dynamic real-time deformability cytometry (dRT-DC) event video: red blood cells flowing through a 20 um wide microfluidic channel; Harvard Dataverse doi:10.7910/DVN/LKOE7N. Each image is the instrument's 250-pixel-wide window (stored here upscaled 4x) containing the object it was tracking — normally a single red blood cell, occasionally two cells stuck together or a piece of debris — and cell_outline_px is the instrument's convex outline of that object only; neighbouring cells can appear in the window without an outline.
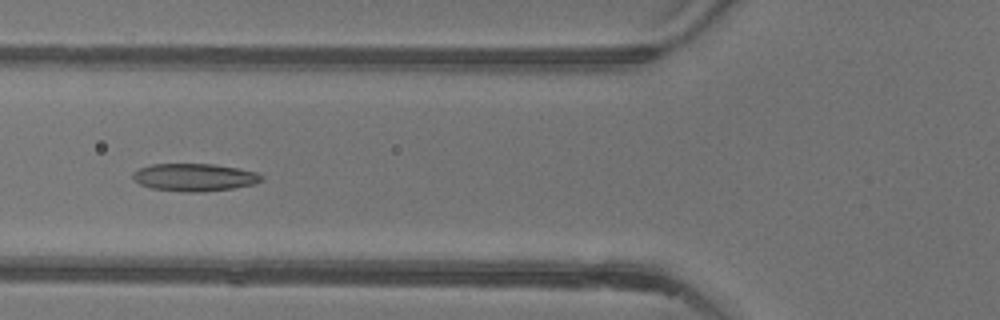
{"species": "common noctule bat (a hibernating species)", "species_latin": "Nyctalus noctula", "temperature_condition": "warm", "stored_images_in_passage": 52, "camera_frame_rate_fps": 3000, "um_per_image_px": 0.085, "animal": {"sex": "female"}, "frame": {"image": 1, "passage_image": 19, "time_ms": 6.0, "image_size_px": [1000, 320], "cell_outline_px": [[264, 180], [256, 184], [232, 188], [200, 192], [184, 192], [152, 188], [140, 184], [132, 180], [132, 172], [140, 168], [152, 164], [212, 164], [240, 168], [256, 172], [264, 176]], "centroid_in_image_um": [16.55, 15.07], "position_along_channel_um": 109.3, "area_um2": 20.87}}
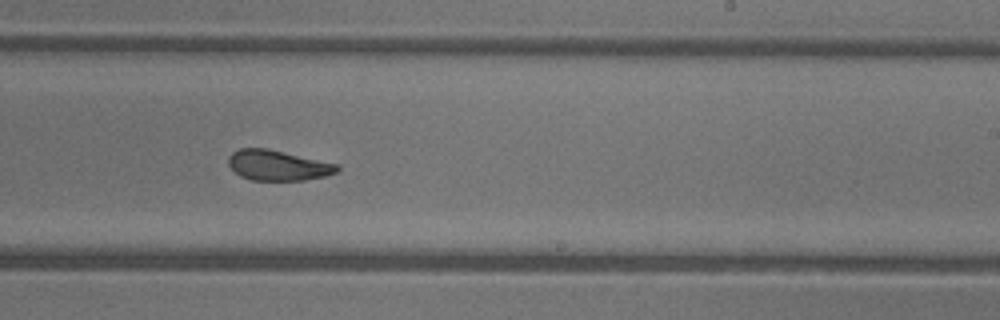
{"frame": {"image": 2, "passage_image": 31, "time_ms": 10.0, "image_size_px": [1000, 320], "cell_outline_px": [[340, 168], [336, 172], [328, 176], [304, 180], [252, 180], [240, 176], [228, 164], [228, 156], [232, 152], [240, 148], [268, 148], [340, 164]], "centroid_in_image_um": [23.65, 14.05], "position_along_channel_um": 265.3, "area_um2": 19.42}}
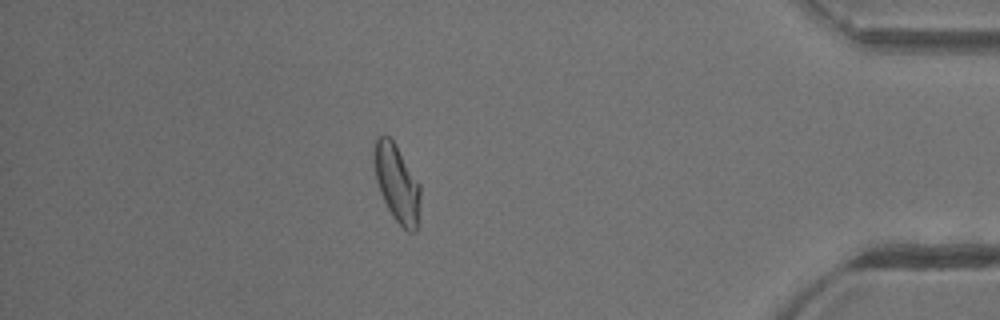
{"frame": {"image": 3, "passage_image": 45, "time_ms": 14.667, "image_size_px": [1000, 320], "cell_outline_px": [[420, 196], [416, 232], [408, 232], [392, 216], [380, 192], [376, 180], [372, 160], [372, 152], [376, 136], [384, 132], [392, 140], [420, 184]], "centroid_in_image_um": [33.69, 15.52], "position_along_channel_um": 401.5, "area_um2": 20.92}, "authors_computed_cell_mechanics": {"area_um2": 20.8947, "velocity_mm_per_s": 3.8967, "shape_relaxation_time_tau1_ms": 8.404, "shape_relaxation_time_tau2_ms": 1.7846, "deformation_change_tau1": 0.1956, "deformation_change_tau2": 0.0861}}